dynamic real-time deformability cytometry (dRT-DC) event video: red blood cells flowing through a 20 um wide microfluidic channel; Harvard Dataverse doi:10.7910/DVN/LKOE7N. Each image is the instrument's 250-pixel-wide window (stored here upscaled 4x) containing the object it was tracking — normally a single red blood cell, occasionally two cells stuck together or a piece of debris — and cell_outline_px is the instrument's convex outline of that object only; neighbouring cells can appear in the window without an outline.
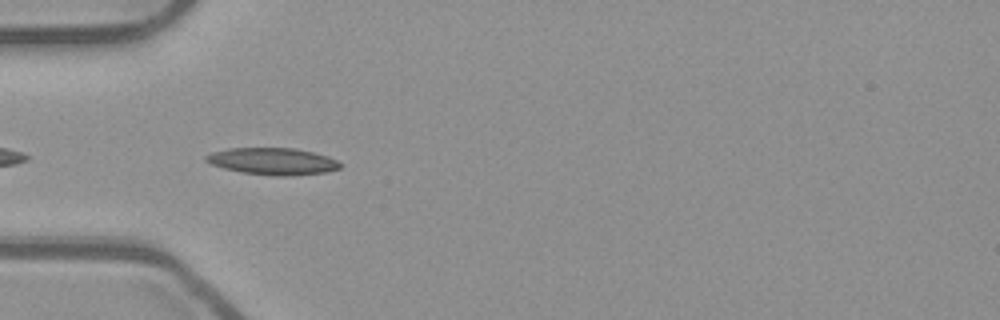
{"species": "common noctule bat (a hibernating species)", "species_latin": "Nyctalus noctula", "temperature_condition": "room temperature", "stored_images_in_passage": 17, "camera_frame_rate_fps": 3000, "um_per_image_px": 0.085, "animal": {"sex": "male", "body_mass_g": 23.1, "forearm_length_mm": 52.7}, "frame": {"image": 1, "passage_image": 2, "time_ms": 0.333, "image_size_px": [1000, 320], "cell_outline_px": [[340, 168], [328, 172], [292, 176], [272, 176], [244, 172], [224, 168], [212, 164], [204, 160], [204, 156], [212, 152], [228, 148], [296, 148], [328, 156], [336, 160], [340, 164]], "centroid_in_image_um": [23.19, 13.71], "position_along_channel_um": 61.8, "area_um2": 21.04}}
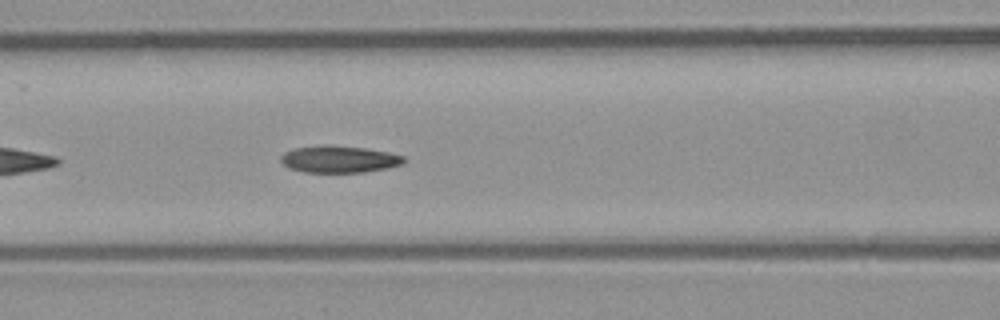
{"frame": {"image": 2, "passage_image": 8, "time_ms": 2.333, "image_size_px": [1000, 320], "cell_outline_px": [[408, 160], [404, 164], [388, 168], [364, 172], [304, 172], [288, 168], [280, 160], [280, 156], [284, 152], [292, 148], [364, 148], [388, 152], [404, 156]], "centroid_in_image_um": [28.89, 13.59], "position_along_channel_um": 137.7, "area_um2": 18.55}}
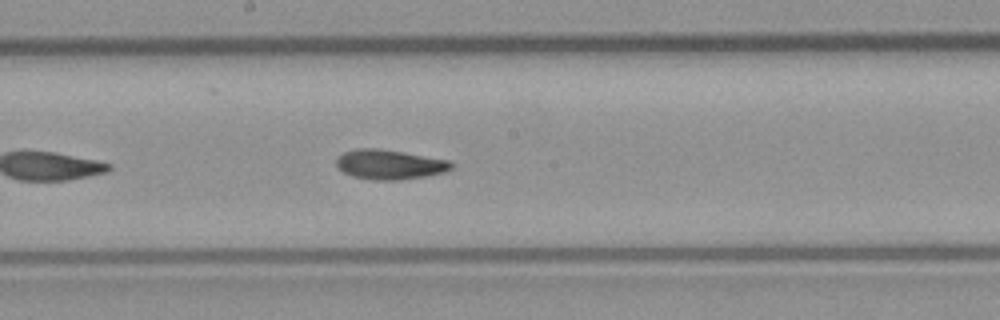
{"frame": {"image": 3, "passage_image": 14, "time_ms": 4.333, "image_size_px": [1000, 320], "cell_outline_px": [[452, 168], [444, 172], [424, 176], [400, 180], [376, 180], [352, 176], [344, 172], [336, 164], [336, 156], [344, 152], [356, 148], [376, 148], [404, 152], [448, 160], [452, 164]], "centroid_in_image_um": [33.08, 13.97], "position_along_channel_um": 215.1, "area_um2": 19.77}}